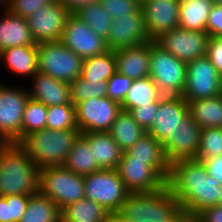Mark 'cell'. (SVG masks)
I'll list each match as a JSON object with an SVG mask.
<instances>
[{
	"label": "cell",
	"mask_w": 222,
	"mask_h": 222,
	"mask_svg": "<svg viewBox=\"0 0 222 222\" xmlns=\"http://www.w3.org/2000/svg\"><path fill=\"white\" fill-rule=\"evenodd\" d=\"M132 83L133 79L116 72L107 81V96L121 104L126 97Z\"/></svg>",
	"instance_id": "obj_41"
},
{
	"label": "cell",
	"mask_w": 222,
	"mask_h": 222,
	"mask_svg": "<svg viewBox=\"0 0 222 222\" xmlns=\"http://www.w3.org/2000/svg\"><path fill=\"white\" fill-rule=\"evenodd\" d=\"M215 5L222 6V0H213Z\"/></svg>",
	"instance_id": "obj_53"
},
{
	"label": "cell",
	"mask_w": 222,
	"mask_h": 222,
	"mask_svg": "<svg viewBox=\"0 0 222 222\" xmlns=\"http://www.w3.org/2000/svg\"><path fill=\"white\" fill-rule=\"evenodd\" d=\"M201 127L188 113L177 125L173 134L163 143L170 164L180 159H195L199 152Z\"/></svg>",
	"instance_id": "obj_16"
},
{
	"label": "cell",
	"mask_w": 222,
	"mask_h": 222,
	"mask_svg": "<svg viewBox=\"0 0 222 222\" xmlns=\"http://www.w3.org/2000/svg\"><path fill=\"white\" fill-rule=\"evenodd\" d=\"M64 166L71 172L82 176L100 170L88 141L82 135L75 141Z\"/></svg>",
	"instance_id": "obj_33"
},
{
	"label": "cell",
	"mask_w": 222,
	"mask_h": 222,
	"mask_svg": "<svg viewBox=\"0 0 222 222\" xmlns=\"http://www.w3.org/2000/svg\"><path fill=\"white\" fill-rule=\"evenodd\" d=\"M72 12L59 0L42 6L26 18L35 43L61 40Z\"/></svg>",
	"instance_id": "obj_12"
},
{
	"label": "cell",
	"mask_w": 222,
	"mask_h": 222,
	"mask_svg": "<svg viewBox=\"0 0 222 222\" xmlns=\"http://www.w3.org/2000/svg\"><path fill=\"white\" fill-rule=\"evenodd\" d=\"M107 88L106 81H86L80 76L70 83L71 102L76 106L90 98L106 97Z\"/></svg>",
	"instance_id": "obj_35"
},
{
	"label": "cell",
	"mask_w": 222,
	"mask_h": 222,
	"mask_svg": "<svg viewBox=\"0 0 222 222\" xmlns=\"http://www.w3.org/2000/svg\"><path fill=\"white\" fill-rule=\"evenodd\" d=\"M206 32L209 37H222V6L213 5L208 16Z\"/></svg>",
	"instance_id": "obj_45"
},
{
	"label": "cell",
	"mask_w": 222,
	"mask_h": 222,
	"mask_svg": "<svg viewBox=\"0 0 222 222\" xmlns=\"http://www.w3.org/2000/svg\"><path fill=\"white\" fill-rule=\"evenodd\" d=\"M121 109V104L108 96L79 102L75 106L77 127L81 133L109 132Z\"/></svg>",
	"instance_id": "obj_11"
},
{
	"label": "cell",
	"mask_w": 222,
	"mask_h": 222,
	"mask_svg": "<svg viewBox=\"0 0 222 222\" xmlns=\"http://www.w3.org/2000/svg\"><path fill=\"white\" fill-rule=\"evenodd\" d=\"M123 152L128 151L146 132L133 119L131 113L121 109L109 131Z\"/></svg>",
	"instance_id": "obj_28"
},
{
	"label": "cell",
	"mask_w": 222,
	"mask_h": 222,
	"mask_svg": "<svg viewBox=\"0 0 222 222\" xmlns=\"http://www.w3.org/2000/svg\"><path fill=\"white\" fill-rule=\"evenodd\" d=\"M0 144H5V142L0 138Z\"/></svg>",
	"instance_id": "obj_55"
},
{
	"label": "cell",
	"mask_w": 222,
	"mask_h": 222,
	"mask_svg": "<svg viewBox=\"0 0 222 222\" xmlns=\"http://www.w3.org/2000/svg\"><path fill=\"white\" fill-rule=\"evenodd\" d=\"M187 74V63L150 41V71L163 96H182Z\"/></svg>",
	"instance_id": "obj_6"
},
{
	"label": "cell",
	"mask_w": 222,
	"mask_h": 222,
	"mask_svg": "<svg viewBox=\"0 0 222 222\" xmlns=\"http://www.w3.org/2000/svg\"><path fill=\"white\" fill-rule=\"evenodd\" d=\"M47 109L46 105L29 98L22 120V138L33 131L46 129Z\"/></svg>",
	"instance_id": "obj_37"
},
{
	"label": "cell",
	"mask_w": 222,
	"mask_h": 222,
	"mask_svg": "<svg viewBox=\"0 0 222 222\" xmlns=\"http://www.w3.org/2000/svg\"><path fill=\"white\" fill-rule=\"evenodd\" d=\"M105 222H131V221H129L128 219H125L123 216H121L117 212V213L109 214Z\"/></svg>",
	"instance_id": "obj_49"
},
{
	"label": "cell",
	"mask_w": 222,
	"mask_h": 222,
	"mask_svg": "<svg viewBox=\"0 0 222 222\" xmlns=\"http://www.w3.org/2000/svg\"><path fill=\"white\" fill-rule=\"evenodd\" d=\"M222 155V128L201 129L199 152L196 160L203 161Z\"/></svg>",
	"instance_id": "obj_39"
},
{
	"label": "cell",
	"mask_w": 222,
	"mask_h": 222,
	"mask_svg": "<svg viewBox=\"0 0 222 222\" xmlns=\"http://www.w3.org/2000/svg\"><path fill=\"white\" fill-rule=\"evenodd\" d=\"M188 113L189 105L182 96H163L153 124L146 133L163 144Z\"/></svg>",
	"instance_id": "obj_19"
},
{
	"label": "cell",
	"mask_w": 222,
	"mask_h": 222,
	"mask_svg": "<svg viewBox=\"0 0 222 222\" xmlns=\"http://www.w3.org/2000/svg\"><path fill=\"white\" fill-rule=\"evenodd\" d=\"M174 222H197L196 217L183 212Z\"/></svg>",
	"instance_id": "obj_50"
},
{
	"label": "cell",
	"mask_w": 222,
	"mask_h": 222,
	"mask_svg": "<svg viewBox=\"0 0 222 222\" xmlns=\"http://www.w3.org/2000/svg\"><path fill=\"white\" fill-rule=\"evenodd\" d=\"M162 97L163 95L150 76L135 79L121 103V108L130 111L132 108L159 102Z\"/></svg>",
	"instance_id": "obj_30"
},
{
	"label": "cell",
	"mask_w": 222,
	"mask_h": 222,
	"mask_svg": "<svg viewBox=\"0 0 222 222\" xmlns=\"http://www.w3.org/2000/svg\"><path fill=\"white\" fill-rule=\"evenodd\" d=\"M83 59L60 40L38 43L37 68L54 79L70 84L82 74Z\"/></svg>",
	"instance_id": "obj_7"
},
{
	"label": "cell",
	"mask_w": 222,
	"mask_h": 222,
	"mask_svg": "<svg viewBox=\"0 0 222 222\" xmlns=\"http://www.w3.org/2000/svg\"><path fill=\"white\" fill-rule=\"evenodd\" d=\"M59 1L63 3L71 12H73L76 8L80 6L99 2V0H59Z\"/></svg>",
	"instance_id": "obj_48"
},
{
	"label": "cell",
	"mask_w": 222,
	"mask_h": 222,
	"mask_svg": "<svg viewBox=\"0 0 222 222\" xmlns=\"http://www.w3.org/2000/svg\"><path fill=\"white\" fill-rule=\"evenodd\" d=\"M151 41L145 27L142 9L113 19L106 40L109 50L135 47Z\"/></svg>",
	"instance_id": "obj_17"
},
{
	"label": "cell",
	"mask_w": 222,
	"mask_h": 222,
	"mask_svg": "<svg viewBox=\"0 0 222 222\" xmlns=\"http://www.w3.org/2000/svg\"><path fill=\"white\" fill-rule=\"evenodd\" d=\"M72 14L85 22L99 37L107 40L113 18L105 11L100 1L80 6Z\"/></svg>",
	"instance_id": "obj_34"
},
{
	"label": "cell",
	"mask_w": 222,
	"mask_h": 222,
	"mask_svg": "<svg viewBox=\"0 0 222 222\" xmlns=\"http://www.w3.org/2000/svg\"><path fill=\"white\" fill-rule=\"evenodd\" d=\"M141 4L144 2V1H147V0H138Z\"/></svg>",
	"instance_id": "obj_56"
},
{
	"label": "cell",
	"mask_w": 222,
	"mask_h": 222,
	"mask_svg": "<svg viewBox=\"0 0 222 222\" xmlns=\"http://www.w3.org/2000/svg\"><path fill=\"white\" fill-rule=\"evenodd\" d=\"M180 0H147L141 4L145 27L151 41L179 27Z\"/></svg>",
	"instance_id": "obj_18"
},
{
	"label": "cell",
	"mask_w": 222,
	"mask_h": 222,
	"mask_svg": "<svg viewBox=\"0 0 222 222\" xmlns=\"http://www.w3.org/2000/svg\"><path fill=\"white\" fill-rule=\"evenodd\" d=\"M120 179L130 193L152 192L166 187V181L145 161L133 160L126 151L116 168Z\"/></svg>",
	"instance_id": "obj_14"
},
{
	"label": "cell",
	"mask_w": 222,
	"mask_h": 222,
	"mask_svg": "<svg viewBox=\"0 0 222 222\" xmlns=\"http://www.w3.org/2000/svg\"><path fill=\"white\" fill-rule=\"evenodd\" d=\"M55 0H10L8 10L17 16L27 18L35 13V10L46 6Z\"/></svg>",
	"instance_id": "obj_42"
},
{
	"label": "cell",
	"mask_w": 222,
	"mask_h": 222,
	"mask_svg": "<svg viewBox=\"0 0 222 222\" xmlns=\"http://www.w3.org/2000/svg\"><path fill=\"white\" fill-rule=\"evenodd\" d=\"M0 20V52L15 46L35 43L26 18L12 14L8 9Z\"/></svg>",
	"instance_id": "obj_23"
},
{
	"label": "cell",
	"mask_w": 222,
	"mask_h": 222,
	"mask_svg": "<svg viewBox=\"0 0 222 222\" xmlns=\"http://www.w3.org/2000/svg\"><path fill=\"white\" fill-rule=\"evenodd\" d=\"M189 113L193 120L204 128H222V97L199 99L190 101Z\"/></svg>",
	"instance_id": "obj_27"
},
{
	"label": "cell",
	"mask_w": 222,
	"mask_h": 222,
	"mask_svg": "<svg viewBox=\"0 0 222 222\" xmlns=\"http://www.w3.org/2000/svg\"><path fill=\"white\" fill-rule=\"evenodd\" d=\"M9 2H10V0H0V3L1 4L3 3V5L6 6V9L8 8Z\"/></svg>",
	"instance_id": "obj_52"
},
{
	"label": "cell",
	"mask_w": 222,
	"mask_h": 222,
	"mask_svg": "<svg viewBox=\"0 0 222 222\" xmlns=\"http://www.w3.org/2000/svg\"><path fill=\"white\" fill-rule=\"evenodd\" d=\"M105 11L114 19L119 16L139 12L141 3L138 0H99Z\"/></svg>",
	"instance_id": "obj_40"
},
{
	"label": "cell",
	"mask_w": 222,
	"mask_h": 222,
	"mask_svg": "<svg viewBox=\"0 0 222 222\" xmlns=\"http://www.w3.org/2000/svg\"><path fill=\"white\" fill-rule=\"evenodd\" d=\"M110 213L100 204L81 199L61 209V222H105Z\"/></svg>",
	"instance_id": "obj_31"
},
{
	"label": "cell",
	"mask_w": 222,
	"mask_h": 222,
	"mask_svg": "<svg viewBox=\"0 0 222 222\" xmlns=\"http://www.w3.org/2000/svg\"><path fill=\"white\" fill-rule=\"evenodd\" d=\"M118 213L131 222H174L183 211L166 186L152 192L129 193Z\"/></svg>",
	"instance_id": "obj_4"
},
{
	"label": "cell",
	"mask_w": 222,
	"mask_h": 222,
	"mask_svg": "<svg viewBox=\"0 0 222 222\" xmlns=\"http://www.w3.org/2000/svg\"><path fill=\"white\" fill-rule=\"evenodd\" d=\"M30 195L0 196V222H19Z\"/></svg>",
	"instance_id": "obj_38"
},
{
	"label": "cell",
	"mask_w": 222,
	"mask_h": 222,
	"mask_svg": "<svg viewBox=\"0 0 222 222\" xmlns=\"http://www.w3.org/2000/svg\"><path fill=\"white\" fill-rule=\"evenodd\" d=\"M197 222H222V206L215 205L201 211L196 216Z\"/></svg>",
	"instance_id": "obj_47"
},
{
	"label": "cell",
	"mask_w": 222,
	"mask_h": 222,
	"mask_svg": "<svg viewBox=\"0 0 222 222\" xmlns=\"http://www.w3.org/2000/svg\"><path fill=\"white\" fill-rule=\"evenodd\" d=\"M60 41L82 59L109 50L106 40L99 37L85 22L73 14L66 21Z\"/></svg>",
	"instance_id": "obj_15"
},
{
	"label": "cell",
	"mask_w": 222,
	"mask_h": 222,
	"mask_svg": "<svg viewBox=\"0 0 222 222\" xmlns=\"http://www.w3.org/2000/svg\"><path fill=\"white\" fill-rule=\"evenodd\" d=\"M116 72V58L112 50L83 59L81 77L86 81L107 82Z\"/></svg>",
	"instance_id": "obj_32"
},
{
	"label": "cell",
	"mask_w": 222,
	"mask_h": 222,
	"mask_svg": "<svg viewBox=\"0 0 222 222\" xmlns=\"http://www.w3.org/2000/svg\"><path fill=\"white\" fill-rule=\"evenodd\" d=\"M38 44L15 46L0 52V59L5 61L9 70L17 75L31 76L38 72Z\"/></svg>",
	"instance_id": "obj_25"
},
{
	"label": "cell",
	"mask_w": 222,
	"mask_h": 222,
	"mask_svg": "<svg viewBox=\"0 0 222 222\" xmlns=\"http://www.w3.org/2000/svg\"><path fill=\"white\" fill-rule=\"evenodd\" d=\"M222 76L205 56L187 63V74L182 97L189 103L220 95Z\"/></svg>",
	"instance_id": "obj_10"
},
{
	"label": "cell",
	"mask_w": 222,
	"mask_h": 222,
	"mask_svg": "<svg viewBox=\"0 0 222 222\" xmlns=\"http://www.w3.org/2000/svg\"><path fill=\"white\" fill-rule=\"evenodd\" d=\"M79 129L33 131L17 144L39 169L46 166L64 165L67 156L81 135Z\"/></svg>",
	"instance_id": "obj_3"
},
{
	"label": "cell",
	"mask_w": 222,
	"mask_h": 222,
	"mask_svg": "<svg viewBox=\"0 0 222 222\" xmlns=\"http://www.w3.org/2000/svg\"><path fill=\"white\" fill-rule=\"evenodd\" d=\"M218 205H221V206H222V187H221V190H220V192H219Z\"/></svg>",
	"instance_id": "obj_51"
},
{
	"label": "cell",
	"mask_w": 222,
	"mask_h": 222,
	"mask_svg": "<svg viewBox=\"0 0 222 222\" xmlns=\"http://www.w3.org/2000/svg\"><path fill=\"white\" fill-rule=\"evenodd\" d=\"M0 83V138L5 143L22 139V120L29 94L22 88H10Z\"/></svg>",
	"instance_id": "obj_9"
},
{
	"label": "cell",
	"mask_w": 222,
	"mask_h": 222,
	"mask_svg": "<svg viewBox=\"0 0 222 222\" xmlns=\"http://www.w3.org/2000/svg\"><path fill=\"white\" fill-rule=\"evenodd\" d=\"M220 96L222 97V81H221V92H220Z\"/></svg>",
	"instance_id": "obj_54"
},
{
	"label": "cell",
	"mask_w": 222,
	"mask_h": 222,
	"mask_svg": "<svg viewBox=\"0 0 222 222\" xmlns=\"http://www.w3.org/2000/svg\"><path fill=\"white\" fill-rule=\"evenodd\" d=\"M206 57L222 76V37H209Z\"/></svg>",
	"instance_id": "obj_44"
},
{
	"label": "cell",
	"mask_w": 222,
	"mask_h": 222,
	"mask_svg": "<svg viewBox=\"0 0 222 222\" xmlns=\"http://www.w3.org/2000/svg\"><path fill=\"white\" fill-rule=\"evenodd\" d=\"M213 5V0H180L179 27L206 32L208 16Z\"/></svg>",
	"instance_id": "obj_26"
},
{
	"label": "cell",
	"mask_w": 222,
	"mask_h": 222,
	"mask_svg": "<svg viewBox=\"0 0 222 222\" xmlns=\"http://www.w3.org/2000/svg\"><path fill=\"white\" fill-rule=\"evenodd\" d=\"M61 210L39 191L29 196L26 210L19 222H61Z\"/></svg>",
	"instance_id": "obj_29"
},
{
	"label": "cell",
	"mask_w": 222,
	"mask_h": 222,
	"mask_svg": "<svg viewBox=\"0 0 222 222\" xmlns=\"http://www.w3.org/2000/svg\"><path fill=\"white\" fill-rule=\"evenodd\" d=\"M39 168L17 143L0 146V196L38 192Z\"/></svg>",
	"instance_id": "obj_2"
},
{
	"label": "cell",
	"mask_w": 222,
	"mask_h": 222,
	"mask_svg": "<svg viewBox=\"0 0 222 222\" xmlns=\"http://www.w3.org/2000/svg\"><path fill=\"white\" fill-rule=\"evenodd\" d=\"M117 72L133 80L149 76L150 41L135 47L114 51Z\"/></svg>",
	"instance_id": "obj_21"
},
{
	"label": "cell",
	"mask_w": 222,
	"mask_h": 222,
	"mask_svg": "<svg viewBox=\"0 0 222 222\" xmlns=\"http://www.w3.org/2000/svg\"><path fill=\"white\" fill-rule=\"evenodd\" d=\"M81 135L88 141L100 169L117 168L123 151L109 132H83Z\"/></svg>",
	"instance_id": "obj_24"
},
{
	"label": "cell",
	"mask_w": 222,
	"mask_h": 222,
	"mask_svg": "<svg viewBox=\"0 0 222 222\" xmlns=\"http://www.w3.org/2000/svg\"><path fill=\"white\" fill-rule=\"evenodd\" d=\"M46 129L55 131L64 129H78L76 123L75 105L62 104L48 107Z\"/></svg>",
	"instance_id": "obj_36"
},
{
	"label": "cell",
	"mask_w": 222,
	"mask_h": 222,
	"mask_svg": "<svg viewBox=\"0 0 222 222\" xmlns=\"http://www.w3.org/2000/svg\"><path fill=\"white\" fill-rule=\"evenodd\" d=\"M159 102H154L145 106L132 108L129 112L133 119L147 132L153 124Z\"/></svg>",
	"instance_id": "obj_43"
},
{
	"label": "cell",
	"mask_w": 222,
	"mask_h": 222,
	"mask_svg": "<svg viewBox=\"0 0 222 222\" xmlns=\"http://www.w3.org/2000/svg\"><path fill=\"white\" fill-rule=\"evenodd\" d=\"M127 152L133 160L145 161L167 182L171 164L162 143L145 133Z\"/></svg>",
	"instance_id": "obj_22"
},
{
	"label": "cell",
	"mask_w": 222,
	"mask_h": 222,
	"mask_svg": "<svg viewBox=\"0 0 222 222\" xmlns=\"http://www.w3.org/2000/svg\"><path fill=\"white\" fill-rule=\"evenodd\" d=\"M207 174L218 180L222 185V155L210 157L202 161Z\"/></svg>",
	"instance_id": "obj_46"
},
{
	"label": "cell",
	"mask_w": 222,
	"mask_h": 222,
	"mask_svg": "<svg viewBox=\"0 0 222 222\" xmlns=\"http://www.w3.org/2000/svg\"><path fill=\"white\" fill-rule=\"evenodd\" d=\"M209 35L177 27L162 34L155 42L180 61L189 63L206 56Z\"/></svg>",
	"instance_id": "obj_13"
},
{
	"label": "cell",
	"mask_w": 222,
	"mask_h": 222,
	"mask_svg": "<svg viewBox=\"0 0 222 222\" xmlns=\"http://www.w3.org/2000/svg\"><path fill=\"white\" fill-rule=\"evenodd\" d=\"M129 193L116 169H100L84 176L85 198L97 202L110 214L120 211Z\"/></svg>",
	"instance_id": "obj_8"
},
{
	"label": "cell",
	"mask_w": 222,
	"mask_h": 222,
	"mask_svg": "<svg viewBox=\"0 0 222 222\" xmlns=\"http://www.w3.org/2000/svg\"><path fill=\"white\" fill-rule=\"evenodd\" d=\"M38 191L57 204L59 209L85 198L84 176L64 165L39 169Z\"/></svg>",
	"instance_id": "obj_5"
},
{
	"label": "cell",
	"mask_w": 222,
	"mask_h": 222,
	"mask_svg": "<svg viewBox=\"0 0 222 222\" xmlns=\"http://www.w3.org/2000/svg\"><path fill=\"white\" fill-rule=\"evenodd\" d=\"M33 78V90H27L31 99L39 101L47 107L73 104L71 102L70 84L39 71Z\"/></svg>",
	"instance_id": "obj_20"
},
{
	"label": "cell",
	"mask_w": 222,
	"mask_h": 222,
	"mask_svg": "<svg viewBox=\"0 0 222 222\" xmlns=\"http://www.w3.org/2000/svg\"><path fill=\"white\" fill-rule=\"evenodd\" d=\"M166 186L179 201L182 211L196 217L208 207L218 205L221 183L207 174L196 159H180L170 165Z\"/></svg>",
	"instance_id": "obj_1"
}]
</instances>
